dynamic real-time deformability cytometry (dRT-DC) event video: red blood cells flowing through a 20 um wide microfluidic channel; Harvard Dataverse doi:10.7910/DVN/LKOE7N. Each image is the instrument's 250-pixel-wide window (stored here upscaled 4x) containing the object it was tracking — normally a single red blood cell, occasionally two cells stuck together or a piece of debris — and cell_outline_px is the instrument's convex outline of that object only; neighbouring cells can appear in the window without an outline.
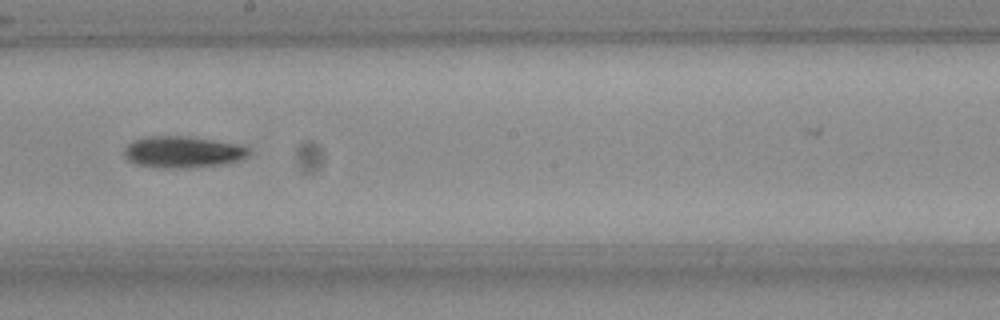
{"species": "Egyptian fruit bat (a non-hibernating species)", "species_latin": "Rousettus aegyptiacus", "temperature_condition": "room temperature", "stored_images_in_passage": 29, "camera_frame_rate_fps": 3000, "um_per_image_px": 0.085, "frame": {"image": 1, "passage_image": 16, "time_ms": 5.0, "image_size_px": [1000, 320], "cell_outline_px": [[252, 152], [248, 156], [240, 160], [220, 164], [172, 168], [164, 168], [140, 164], [128, 160], [124, 156], [124, 148], [128, 144], [136, 140], [152, 136], [184, 136], [212, 140], [236, 144], [252, 148]], "centroid_in_image_um": [15.57, 12.91], "position_along_channel_um": 232.6, "area_um2": 22.43}}